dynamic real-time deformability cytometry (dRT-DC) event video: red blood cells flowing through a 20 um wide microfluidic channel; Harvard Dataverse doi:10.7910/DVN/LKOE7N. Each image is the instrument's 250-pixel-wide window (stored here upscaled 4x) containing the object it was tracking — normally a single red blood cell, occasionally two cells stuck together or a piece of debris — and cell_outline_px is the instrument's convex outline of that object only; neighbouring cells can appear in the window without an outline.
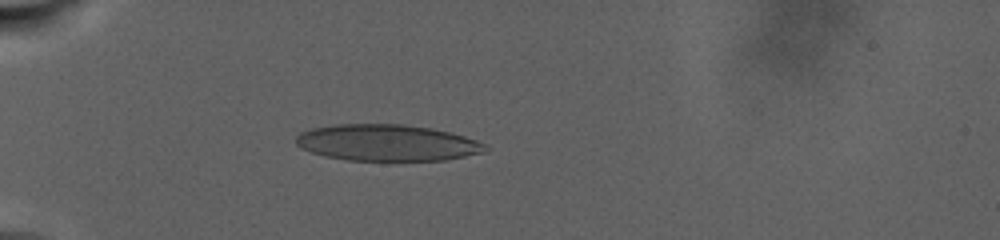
{"species": "human", "species_latin": "Homo sapiens", "temperature_condition": "warm", "stored_images_in_passage": 67, "camera_frame_rate_fps": 3000, "um_per_image_px": 0.085, "donor": {"sex": "male"}, "frame": {"image": 1, "passage_image": 17, "time_ms": 9.333, "image_size_px": [1000, 240], "cell_outline_px": [[488, 148], [484, 152], [444, 160], [348, 160], [324, 156], [300, 148], [296, 144], [296, 136], [300, 132], [312, 128], [336, 124], [404, 124], [432, 128], [464, 136], [488, 144]], "centroid_in_image_um": [32.89, 12.12], "position_along_channel_um": 52.1, "area_um2": 40.17}}
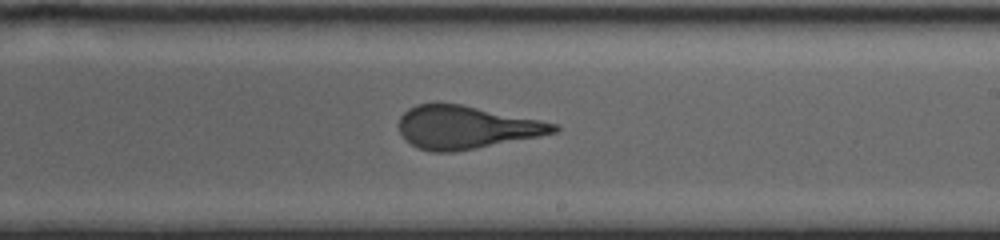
{"frame": {"image": 2, "passage_image": 37, "time_ms": 18.667, "image_size_px": [1000, 240], "cell_outline_px": [[560, 128], [556, 132], [540, 136], [456, 152], [432, 152], [420, 148], [404, 140], [400, 132], [400, 116], [408, 108], [416, 104], [460, 104], [540, 120], [556, 124]], "centroid_in_image_um": [39.61, 10.83], "position_along_channel_um": 249.4, "area_um2": 38.44}}
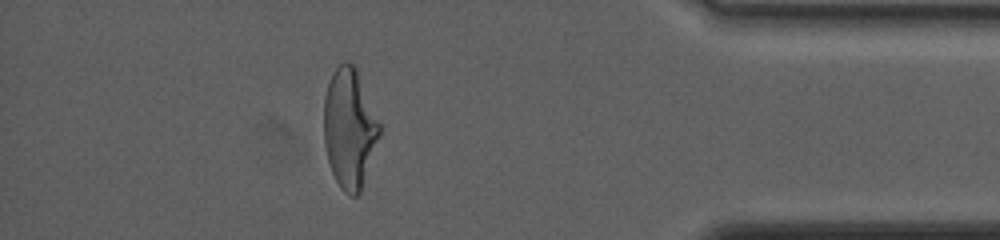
{"frame": {"image": 3, "passage_image": 59, "time_ms": 26.333, "image_size_px": [1000, 240], "cell_outline_px": [[380, 136], [360, 192], [356, 196], [352, 196], [344, 192], [340, 188], [332, 172], [328, 160], [324, 144], [324, 96], [332, 72], [344, 60], [348, 60], [356, 64], [380, 124]], "centroid_in_image_um": [29.7, 10.86], "position_along_channel_um": 405.5, "area_um2": 39.07}, "authors_computed_cell_mechanics": {"area_um2": 39.882, "velocity_mm_per_s": 2.4231, "shape_relaxation_time_tau1_ms": 10.0757, "shape_relaxation_time_tau2_ms": 1.3289, "deformation_change_tau1": 0.2766, "deformation_change_tau2": 0.0923}}